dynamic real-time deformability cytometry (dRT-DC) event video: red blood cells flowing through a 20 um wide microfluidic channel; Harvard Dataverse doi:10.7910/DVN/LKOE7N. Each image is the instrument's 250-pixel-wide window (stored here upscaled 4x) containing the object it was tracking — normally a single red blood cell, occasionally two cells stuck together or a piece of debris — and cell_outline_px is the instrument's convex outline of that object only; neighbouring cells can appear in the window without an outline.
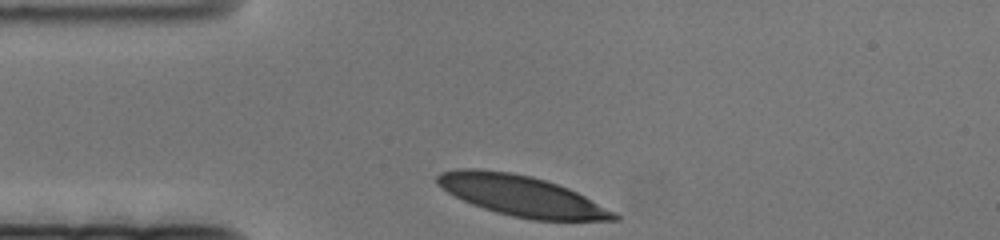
{"species": "human", "species_latin": "Homo sapiens", "temperature_condition": "cold", "stored_images_in_passage": 45, "camera_frame_rate_fps": 3000, "um_per_image_px": 0.085, "donor": {"sex": "female"}, "frame": {"image": 1, "passage_image": 1, "time_ms": 0.0, "image_size_px": [1000, 240], "cell_outline_px": [[620, 220], [532, 220], [512, 216], [496, 212], [472, 204], [448, 192], [436, 184], [436, 176], [440, 172], [456, 168], [476, 168], [512, 172], [532, 176], [568, 188], [616, 212], [620, 216]], "centroid_in_image_um": [44.3, 16.63], "position_along_channel_um": 40.7, "area_um2": 41.62}}
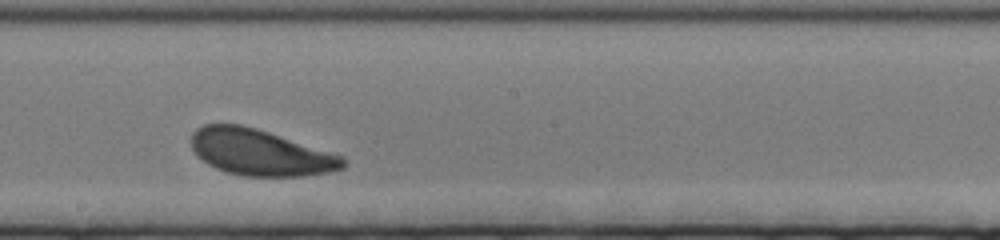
{"frame": {"image": 2, "passage_image": 26, "time_ms": 8.333, "image_size_px": [1000, 240], "cell_outline_px": [[348, 164], [344, 168], [328, 172], [304, 176], [244, 176], [224, 172], [208, 164], [196, 156], [192, 148], [192, 132], [196, 128], [204, 124], [240, 124], [256, 128], [344, 156]], "centroid_in_image_um": [22.12, 12.96], "position_along_channel_um": 226.1, "area_um2": 40.98}}
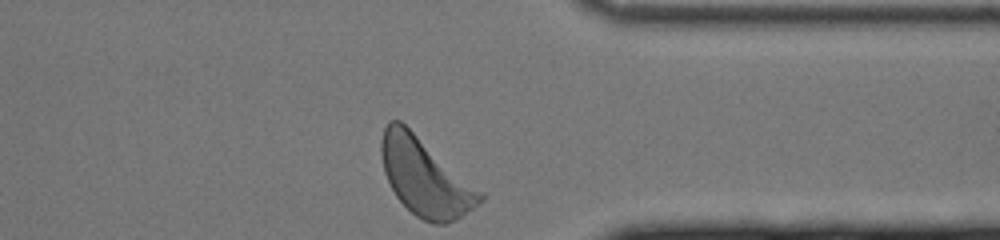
{"frame": {"image": 3, "passage_image": 45, "time_ms": 14.667, "image_size_px": [1000, 240], "cell_outline_px": [[488, 196], [484, 200], [456, 220], [448, 224], [432, 224], [416, 216], [396, 196], [384, 172], [380, 152], [380, 140], [384, 128], [388, 120], [400, 120], [484, 192]], "centroid_in_image_um": [36.15, 15.06], "position_along_channel_um": 375.2, "area_um2": 44.62}}